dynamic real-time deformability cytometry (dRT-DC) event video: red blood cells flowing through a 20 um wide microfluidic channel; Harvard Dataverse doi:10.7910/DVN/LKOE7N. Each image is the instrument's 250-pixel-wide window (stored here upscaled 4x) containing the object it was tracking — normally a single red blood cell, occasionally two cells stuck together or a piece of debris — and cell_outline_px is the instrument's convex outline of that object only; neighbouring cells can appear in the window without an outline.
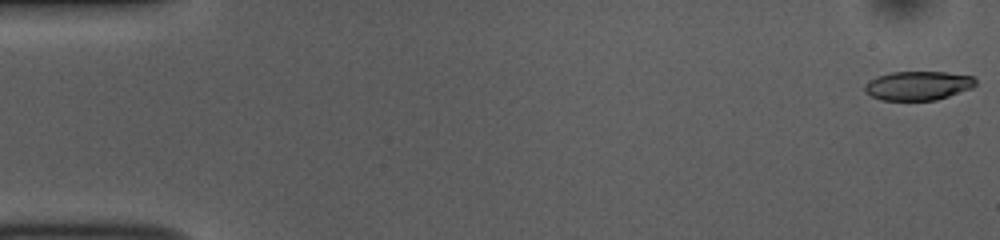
{"species": "common noctule bat (a hibernating species)", "species_latin": "Nyctalus noctula", "temperature_condition": "room temperature", "stored_images_in_passage": 52, "camera_frame_rate_fps": 3000, "um_per_image_px": 0.085, "animal": {"sex": "female", "body_mass_g": 10.0, "forearm_length_mm": 53.1}, "frame": {"image": 1, "passage_image": 1, "time_ms": 0.0, "image_size_px": [1000, 240], "cell_outline_px": [[976, 84], [972, 88], [936, 100], [880, 100], [864, 92], [864, 84], [868, 80], [876, 76], [892, 72], [944, 72], [972, 76], [976, 80]], "centroid_in_image_um": [77.99, 7.28], "position_along_channel_um": 7.0, "area_um2": 18.79}}
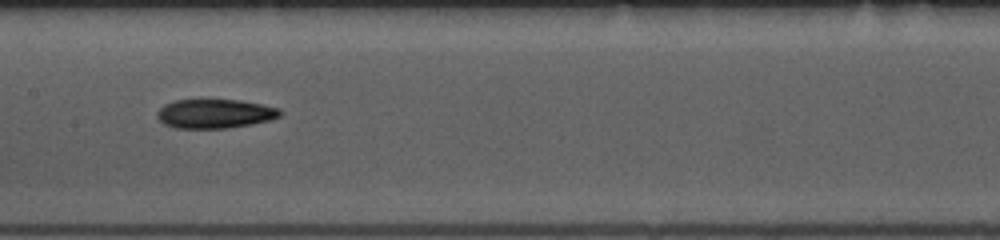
{"frame": {"image": 2, "passage_image": 26, "time_ms": 8.333, "image_size_px": [1000, 240], "cell_outline_px": [[284, 112], [280, 116], [268, 120], [252, 124], [228, 128], [176, 128], [164, 124], [156, 116], [156, 112], [164, 104], [176, 100], [240, 100], [280, 108]], "centroid_in_image_um": [18.27, 9.66], "position_along_channel_um": 189.1, "area_um2": 20.87}}
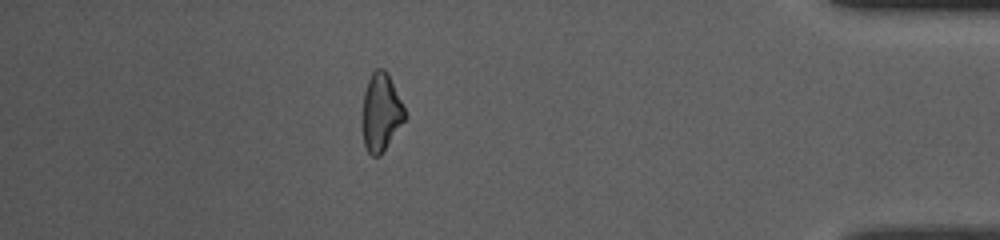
{"frame": {"image": 3, "passage_image": 46, "time_ms": 15.0, "image_size_px": [1000, 240], "cell_outline_px": [[408, 116], [380, 156], [372, 156], [368, 152], [364, 144], [360, 124], [364, 92], [368, 80], [372, 72], [376, 68], [384, 68], [388, 72]], "centroid_in_image_um": [32.36, 9.55], "position_along_channel_um": 402.8, "area_um2": 19.77}}